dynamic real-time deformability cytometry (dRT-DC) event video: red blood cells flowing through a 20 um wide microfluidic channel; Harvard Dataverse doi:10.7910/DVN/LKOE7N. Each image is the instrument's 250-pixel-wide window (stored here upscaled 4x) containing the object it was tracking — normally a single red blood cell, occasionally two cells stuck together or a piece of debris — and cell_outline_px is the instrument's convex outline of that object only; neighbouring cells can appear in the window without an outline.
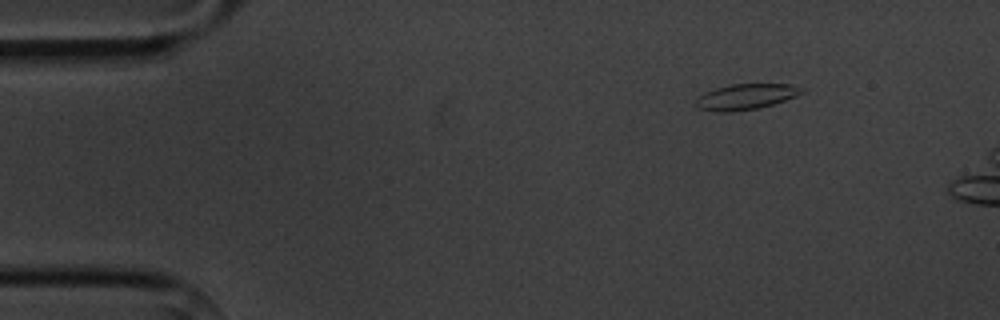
{"species": "common noctule bat (a hibernating species)", "species_latin": "Nyctalus noctula", "temperature_condition": "cold", "stored_images_in_passage": 4, "camera_frame_rate_fps": 3000, "um_per_image_px": 0.085, "animal": {"sex": "male", "body_mass_g": 20.1, "forearm_length_mm": 53.5}, "frame": {"image": 1, "passage_image": 2, "time_ms": 1.0, "image_size_px": [1000, 320], "cell_outline_px": [[804, 92], [796, 96], [772, 104], [756, 108], [728, 112], [720, 112], [696, 108], [692, 104], [704, 92], [716, 88], [732, 84], [792, 84], [804, 88]], "centroid_in_image_um": [63.37, 8.21], "position_along_channel_um": 21.6, "area_um2": 15.78}}